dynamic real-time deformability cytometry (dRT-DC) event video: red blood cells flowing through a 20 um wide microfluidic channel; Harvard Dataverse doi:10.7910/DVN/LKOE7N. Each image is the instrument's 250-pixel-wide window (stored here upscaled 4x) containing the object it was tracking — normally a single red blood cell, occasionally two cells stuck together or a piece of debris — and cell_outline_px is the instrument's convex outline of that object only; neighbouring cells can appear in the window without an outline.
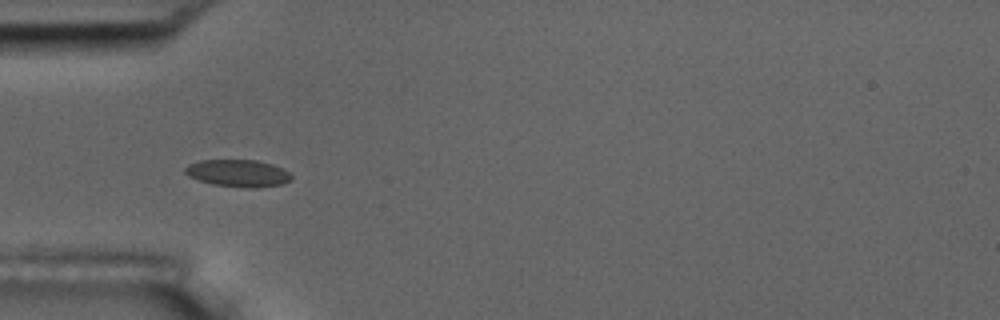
{"species": "common noctule bat (a hibernating species)", "species_latin": "Nyctalus noctula", "temperature_condition": "room temperature", "stored_images_in_passage": 7, "camera_frame_rate_fps": 3000, "um_per_image_px": 0.085, "animal": {"sex": "male", "body_mass_g": 17.5, "forearm_length_mm": 52.3}, "frame": {"image": 1, "passage_image": 6, "time_ms": 5.667, "image_size_px": [1000, 320], "cell_outline_px": [[292, 180], [280, 184], [252, 188], [248, 188], [212, 184], [196, 180], [188, 176], [184, 172], [184, 168], [188, 164], [200, 160], [256, 160], [272, 164], [288, 172], [292, 176]], "centroid_in_image_um": [20.18, 14.72], "position_along_channel_um": 64.8, "area_um2": 16.82}}